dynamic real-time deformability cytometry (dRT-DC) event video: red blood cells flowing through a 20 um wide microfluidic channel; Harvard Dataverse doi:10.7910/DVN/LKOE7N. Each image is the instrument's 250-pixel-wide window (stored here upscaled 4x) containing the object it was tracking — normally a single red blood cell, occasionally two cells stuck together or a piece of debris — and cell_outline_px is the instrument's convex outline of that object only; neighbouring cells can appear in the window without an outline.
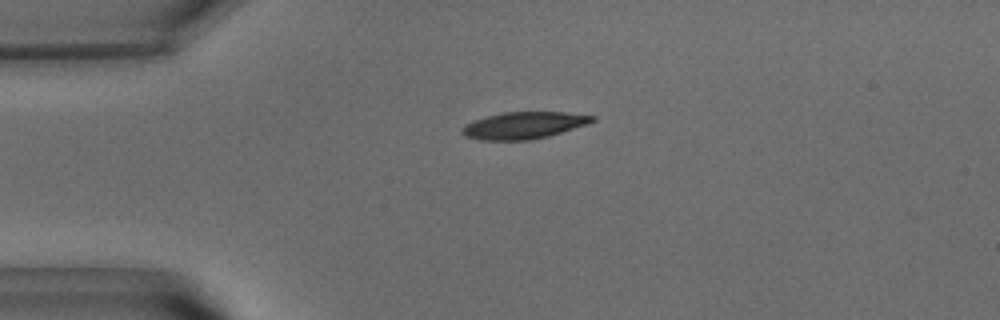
{"species": "common noctule bat (a hibernating species)", "species_latin": "Nyctalus noctula", "temperature_condition": "warm", "stored_images_in_passage": 5, "camera_frame_rate_fps": 3000, "um_per_image_px": 0.085, "animal": {"sex": "male", "body_mass_g": 15.6}, "frame": {"image": 1, "passage_image": 1, "time_ms": 0.0, "image_size_px": [1000, 320], "cell_outline_px": [[596, 120], [588, 124], [548, 136], [528, 140], [480, 140], [464, 136], [460, 132], [460, 128], [464, 124], [472, 120], [504, 112], [564, 112], [596, 116]], "centroid_in_image_um": [44.48, 10.65], "position_along_channel_um": 40.5, "area_um2": 20.52}}